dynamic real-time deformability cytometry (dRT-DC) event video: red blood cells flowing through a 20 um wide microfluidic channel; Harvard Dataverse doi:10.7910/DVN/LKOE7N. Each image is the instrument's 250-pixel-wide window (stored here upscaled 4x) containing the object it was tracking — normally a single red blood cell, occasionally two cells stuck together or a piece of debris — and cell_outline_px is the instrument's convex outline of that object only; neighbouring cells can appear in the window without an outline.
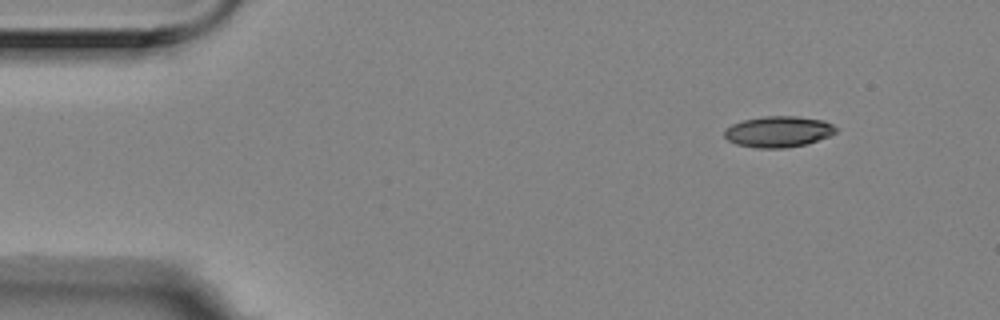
{"species": "Egyptian fruit bat (a non-hibernating species)", "species_latin": "Rousettus aegyptiacus", "temperature_condition": "room temperature", "stored_images_in_passage": 5, "segment_of_instrument_passage": [2, 2], "camera_frame_rate_fps": 3000, "um_per_image_px": 0.085, "animal": {"sex": "female"}, "frame": {"image": 1, "passage_image": 5, "time_ms": 1.333, "image_size_px": [1000, 320], "cell_outline_px": [[836, 132], [828, 136], [804, 144], [784, 148], [756, 148], [736, 144], [728, 140], [724, 136], [724, 132], [732, 124], [744, 120], [764, 116], [796, 116], [824, 120], [832, 124], [836, 128]], "centroid_in_image_um": [66.15, 11.18], "position_along_channel_um": 18.9, "area_um2": 19.94}}